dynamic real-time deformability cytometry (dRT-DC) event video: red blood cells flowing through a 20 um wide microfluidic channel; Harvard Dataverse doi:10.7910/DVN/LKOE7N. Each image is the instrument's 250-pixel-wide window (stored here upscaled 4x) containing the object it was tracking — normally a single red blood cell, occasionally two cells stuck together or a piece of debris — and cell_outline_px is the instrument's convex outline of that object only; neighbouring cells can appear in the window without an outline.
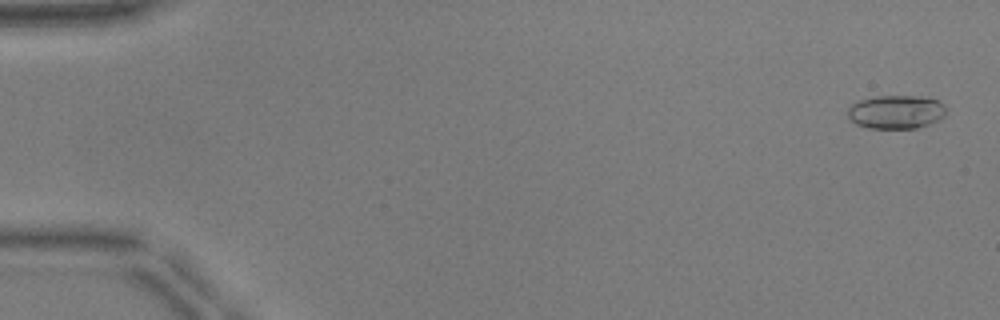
{"species": "common noctule bat (a hibernating species)", "species_latin": "Nyctalus noctula", "temperature_condition": "warm", "stored_images_in_passage": 52, "camera_frame_rate_fps": 3000, "um_per_image_px": 0.085, "animal": {"sex": "male", "body_mass_g": 17.9, "forearm_length_mm": 54.2}, "frame": {"image": 1, "passage_image": 2, "time_ms": 0.333, "image_size_px": [1000, 320], "cell_outline_px": [[944, 116], [940, 120], [916, 128], [868, 128], [856, 124], [848, 116], [848, 108], [852, 104], [860, 100], [876, 96], [920, 96], [936, 100], [944, 104]], "centroid_in_image_um": [76.16, 9.51], "position_along_channel_um": 8.8, "area_um2": 19.13}}
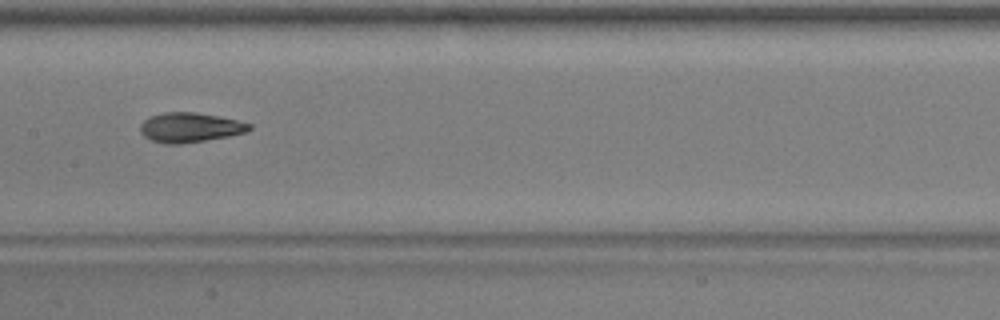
{"frame": {"image": 2, "passage_image": 27, "time_ms": 8.667, "image_size_px": [1000, 320], "cell_outline_px": [[252, 128], [248, 132], [228, 136], [180, 144], [164, 144], [152, 140], [144, 136], [140, 132], [140, 124], [148, 116], [164, 112], [196, 112], [220, 116], [252, 124]], "centroid_in_image_um": [16.14, 10.82], "position_along_channel_um": 191.3, "area_um2": 18.96}}
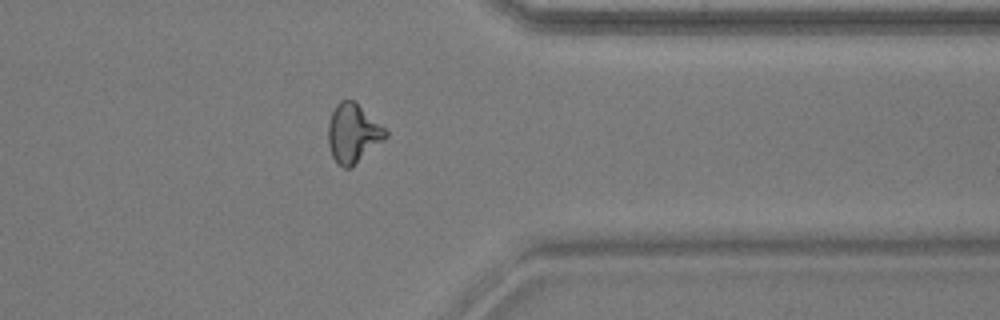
{"frame": {"image": 3, "passage_image": 42, "time_ms": 13.667, "image_size_px": [1000, 320], "cell_outline_px": [[388, 136], [384, 140], [352, 168], [344, 168], [336, 164], [332, 156], [328, 144], [328, 124], [332, 112], [336, 104], [340, 100], [356, 100], [388, 132]], "centroid_in_image_um": [30.0, 11.34], "position_along_channel_um": 381.4, "area_um2": 20.0}, "authors_computed_cell_mechanics": {"area_um2": 18.9295, "velocity_mm_per_s": 3.9435, "shape_relaxation_time_tau1_ms": 5.3936, "shape_relaxation_time_tau2_ms": 1.7069, "deformation_change_tau1": 0.1675, "deformation_change_tau2": 0.0896}}